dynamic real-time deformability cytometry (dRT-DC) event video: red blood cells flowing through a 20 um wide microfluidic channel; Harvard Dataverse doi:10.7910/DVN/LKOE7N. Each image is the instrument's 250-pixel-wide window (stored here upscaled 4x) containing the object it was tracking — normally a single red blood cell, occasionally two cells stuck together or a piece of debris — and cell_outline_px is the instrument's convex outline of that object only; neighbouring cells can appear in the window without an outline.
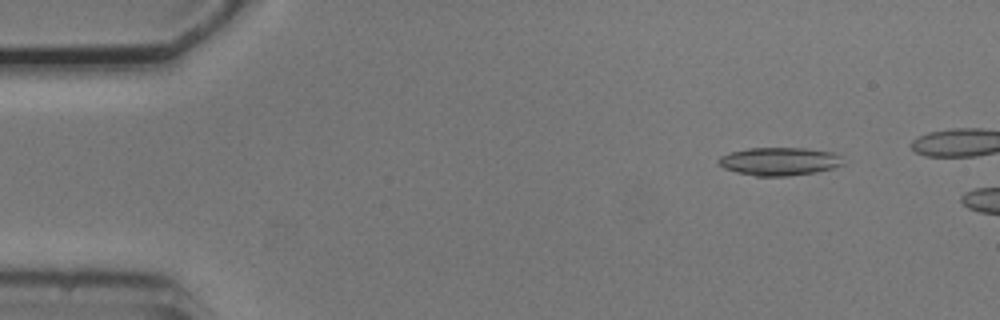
{"species": "common noctule bat (a hibernating species)", "species_latin": "Nyctalus noctula", "temperature_condition": "cold", "stored_images_in_passage": 12, "camera_frame_rate_fps": 3000, "um_per_image_px": 0.085, "animal": {"sex": "male", "body_mass_g": 20.5, "forearm_length_mm": 52.5}, "frame": {"image": 1, "passage_image": 5, "time_ms": 1.333, "image_size_px": [1000, 320], "cell_outline_px": [[844, 164], [832, 168], [816, 172], [788, 176], [756, 176], [736, 172], [724, 168], [716, 160], [720, 156], [732, 152], [748, 148], [804, 148], [832, 152], [840, 156]], "centroid_in_image_um": [66.23, 13.72], "position_along_channel_um": 18.8, "area_um2": 20.29}}